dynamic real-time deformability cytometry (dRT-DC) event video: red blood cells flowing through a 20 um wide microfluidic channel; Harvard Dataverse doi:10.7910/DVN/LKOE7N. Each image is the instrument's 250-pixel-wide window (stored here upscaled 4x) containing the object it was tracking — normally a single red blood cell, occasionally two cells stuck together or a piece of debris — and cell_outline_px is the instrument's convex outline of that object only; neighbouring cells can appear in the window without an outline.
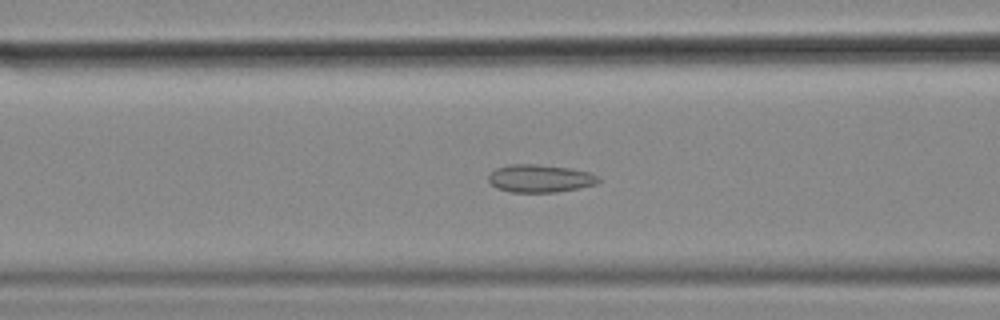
{"species": "common noctule bat (a hibernating species)", "species_latin": "Nyctalus noctula", "temperature_condition": "cold", "stored_images_in_passage": 56, "camera_frame_rate_fps": 3000, "um_per_image_px": 0.085, "animal": {"sex": "female", "body_mass_g": 18.4}, "frame": {"image": 1, "passage_image": 22, "time_ms": 7.0, "image_size_px": [1000, 320], "cell_outline_px": [[600, 180], [596, 184], [556, 192], [512, 192], [496, 188], [488, 180], [488, 176], [496, 168], [512, 164], [536, 164], [568, 168], [588, 172], [600, 176]], "centroid_in_image_um": [45.89, 15.17], "position_along_channel_um": 120.7, "area_um2": 17.63}}
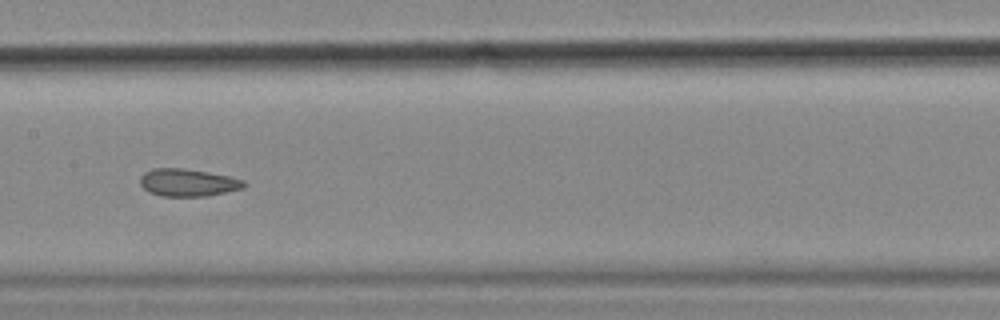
{"frame": {"image": 2, "passage_image": 28, "time_ms": 9.0, "image_size_px": [1000, 320], "cell_outline_px": [[248, 184], [244, 188], [204, 196], [160, 196], [148, 192], [140, 184], [140, 176], [144, 172], [152, 168], [184, 168], [208, 172], [228, 176], [244, 180]], "centroid_in_image_um": [15.95, 15.51], "position_along_channel_um": 191.5, "area_um2": 16.7}}
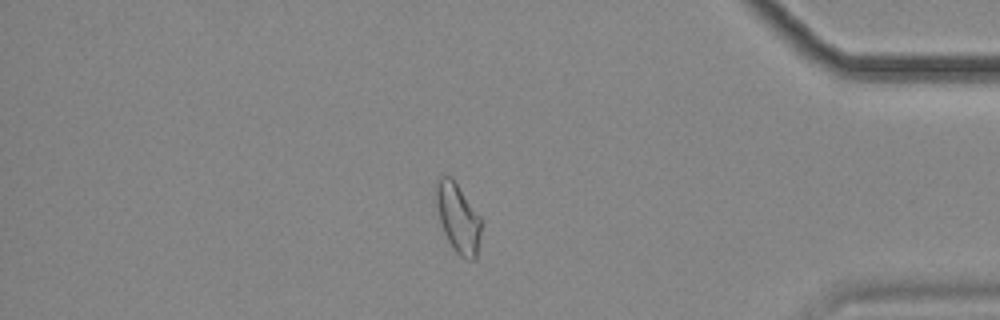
{"frame": {"image": 3, "passage_image": 48, "time_ms": 15.667, "image_size_px": [1000, 320], "cell_outline_px": [[480, 236], [476, 260], [468, 260], [460, 256], [452, 248], [444, 232], [440, 220], [436, 204], [436, 184], [440, 176], [452, 176], [480, 216]], "centroid_in_image_um": [38.93, 18.54], "position_along_channel_um": 396.3, "area_um2": 18.09}, "authors_computed_cell_mechanics": {"area_um2": 18.496, "velocity_mm_per_s": 3.5353, "shape_relaxation_time_tau1_ms": null, "shape_relaxation_time_tau2_ms": 2.408, "deformation_change_tau1": null, "deformation_change_tau2": 0.0754}}